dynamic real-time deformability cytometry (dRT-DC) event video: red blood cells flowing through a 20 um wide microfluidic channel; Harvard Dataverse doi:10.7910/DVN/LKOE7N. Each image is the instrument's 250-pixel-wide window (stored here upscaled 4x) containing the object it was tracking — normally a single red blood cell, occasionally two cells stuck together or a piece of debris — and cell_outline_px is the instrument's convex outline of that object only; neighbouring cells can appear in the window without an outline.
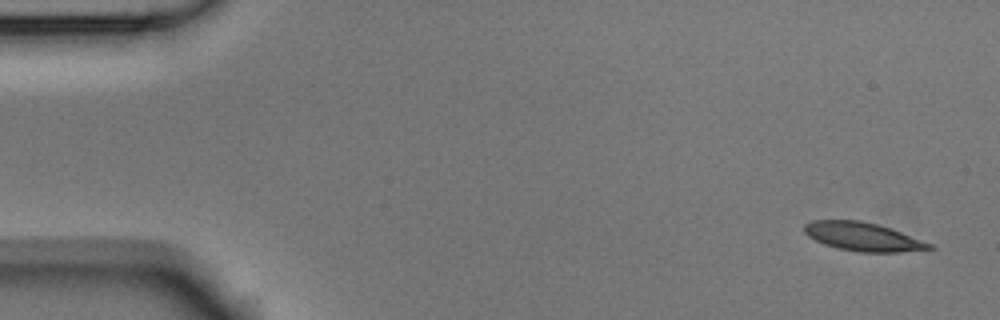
{"species": "Egyptian fruit bat (a non-hibernating species)", "species_latin": "Rousettus aegyptiacus", "temperature_condition": "room temperature", "stored_images_in_passage": 9, "camera_frame_rate_fps": 3000, "um_per_image_px": 0.085, "animal": {"sex": "male"}, "frame": {"image": 1, "passage_image": 1, "time_ms": 0.0, "image_size_px": [1000, 320], "cell_outline_px": [[936, 248], [900, 252], [860, 252], [840, 248], [824, 244], [808, 236], [804, 232], [804, 224], [812, 220], [860, 220], [876, 224], [900, 232], [932, 244]], "centroid_in_image_um": [73.32, 20.12], "position_along_channel_um": 11.7, "area_um2": 20.46}}
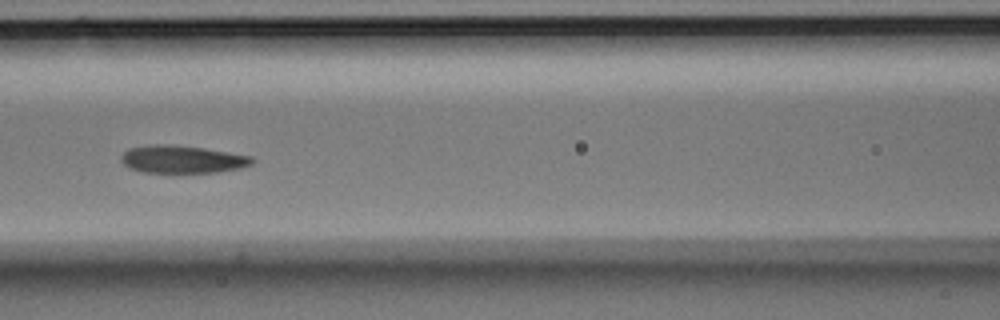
{"frame": {"image": 2, "passage_image": 7, "time_ms": 2.0, "image_size_px": [1000, 320], "cell_outline_px": [[256, 160], [252, 164], [240, 168], [216, 172], [144, 172], [128, 168], [120, 160], [120, 156], [128, 148], [148, 144], [168, 144], [204, 148], [252, 156]], "centroid_in_image_um": [15.47, 13.53], "position_along_channel_um": 151.1, "area_um2": 21.21}}
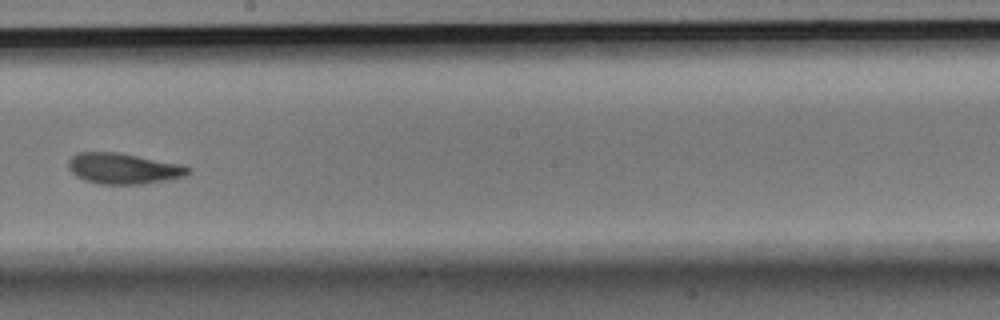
{"frame": {"image": 3, "passage_image": 9, "time_ms": 2.667, "image_size_px": [1000, 320], "cell_outline_px": [[192, 172], [188, 176], [168, 180], [144, 184], [100, 184], [84, 180], [76, 176], [68, 168], [68, 160], [72, 156], [80, 152], [116, 152], [180, 164], [192, 168]], "centroid_in_image_um": [10.52, 14.34], "position_along_channel_um": 237.7, "area_um2": 21.62}}